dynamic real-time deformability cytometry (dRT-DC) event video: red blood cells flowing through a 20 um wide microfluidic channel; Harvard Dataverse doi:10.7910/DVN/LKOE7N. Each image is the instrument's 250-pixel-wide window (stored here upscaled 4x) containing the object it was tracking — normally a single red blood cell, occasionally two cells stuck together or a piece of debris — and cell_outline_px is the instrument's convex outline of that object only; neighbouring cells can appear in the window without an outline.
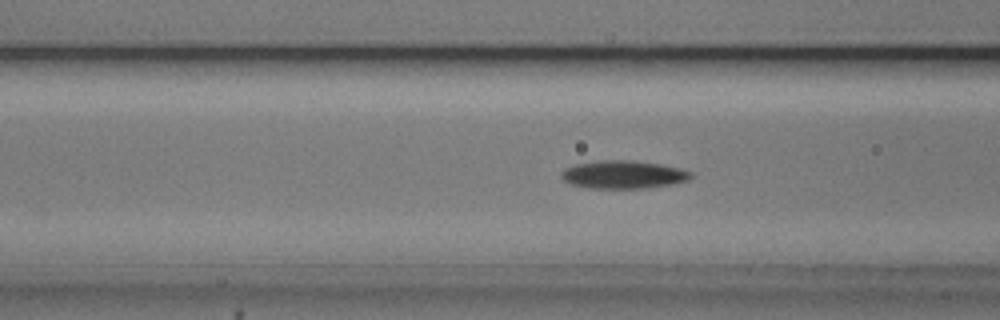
{"species": "common noctule bat (a hibernating species)", "species_latin": "Nyctalus noctula", "temperature_condition": "cold", "stored_images_in_passage": 25, "camera_frame_rate_fps": 3000, "um_per_image_px": 0.085, "animal": {"sex": "male", "body_mass_g": 20.5, "forearm_length_mm": 52.5}, "frame": {"image": 1, "passage_image": 7, "time_ms": 2.0, "image_size_px": [1000, 320], "cell_outline_px": [[692, 176], [688, 180], [672, 184], [644, 188], [588, 188], [568, 184], [560, 176], [560, 172], [564, 168], [576, 164], [600, 160], [632, 160], [660, 164], [680, 168], [692, 172]], "centroid_in_image_um": [52.94, 14.84], "position_along_channel_um": 113.7, "area_um2": 21.27}}
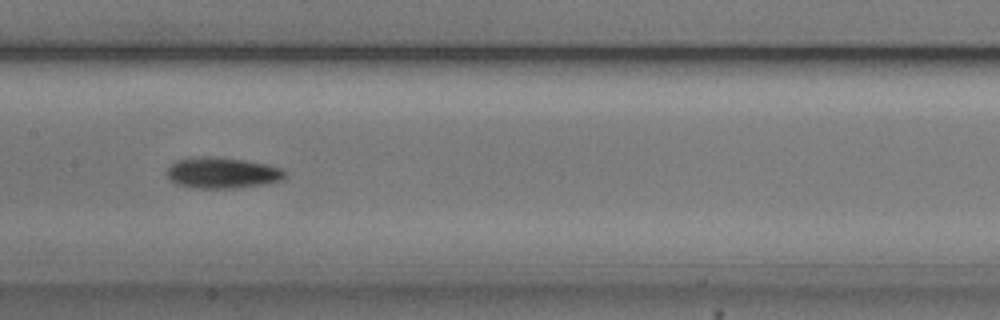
{"frame": {"image": 2, "passage_image": 13, "time_ms": 4.0, "image_size_px": [1000, 320], "cell_outline_px": [[288, 176], [280, 180], [268, 184], [236, 188], [200, 188], [176, 184], [168, 176], [168, 168], [176, 160], [200, 156], [208, 156], [244, 160], [268, 164], [284, 168], [288, 172]], "centroid_in_image_um": [18.99, 14.69], "position_along_channel_um": 188.4, "area_um2": 21.44}}
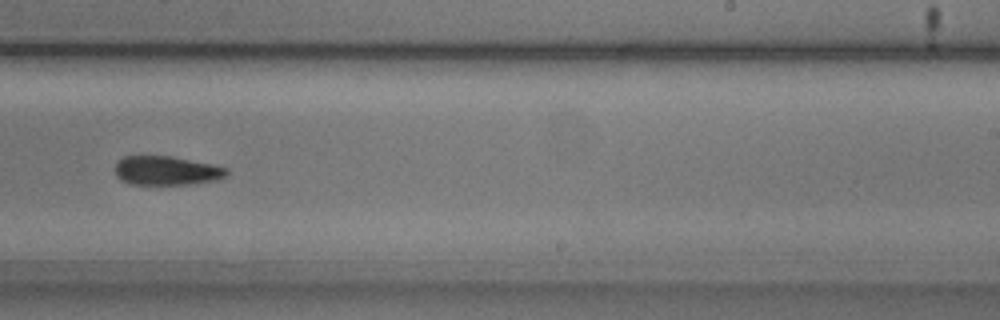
{"frame": {"image": 3, "passage_image": 20, "time_ms": 6.333, "image_size_px": [1000, 320], "cell_outline_px": [[228, 172], [224, 176], [216, 180], [188, 184], [132, 184], [120, 180], [116, 176], [116, 160], [124, 156], [172, 156], [212, 164], [228, 168]], "centroid_in_image_um": [14.13, 14.49], "position_along_channel_um": 274.9, "area_um2": 18.84}}